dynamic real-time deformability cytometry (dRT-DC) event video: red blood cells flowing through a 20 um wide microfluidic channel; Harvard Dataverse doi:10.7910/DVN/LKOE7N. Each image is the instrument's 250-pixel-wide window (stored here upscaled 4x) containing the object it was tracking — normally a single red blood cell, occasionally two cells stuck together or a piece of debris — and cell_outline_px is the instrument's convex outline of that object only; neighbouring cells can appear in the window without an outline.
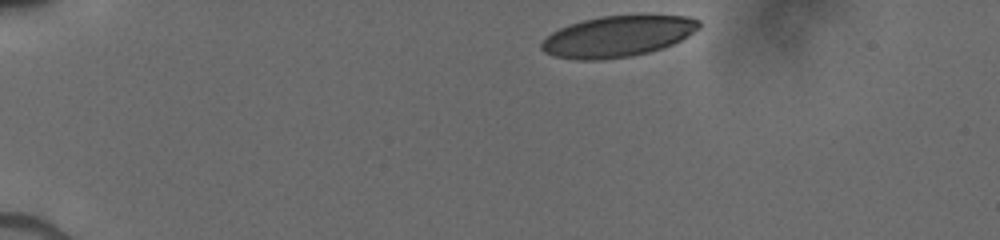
{"species": "human", "species_latin": "Homo sapiens", "temperature_condition": "cold", "stored_images_in_passage": 13, "camera_frame_rate_fps": 3000, "um_per_image_px": 0.085, "donor": {"sex": "male"}, "frame": {"image": 1, "passage_image": 1, "time_ms": 0.0, "image_size_px": [1000, 240], "cell_outline_px": [[700, 28], [688, 36], [672, 44], [648, 52], [632, 56], [600, 60], [580, 60], [552, 56], [544, 52], [540, 48], [540, 44], [552, 32], [568, 24], [600, 16], [640, 12], [644, 12], [688, 16], [700, 20]], "centroid_in_image_um": [52.55, 3.03], "position_along_channel_um": 32.4, "area_um2": 38.78}}